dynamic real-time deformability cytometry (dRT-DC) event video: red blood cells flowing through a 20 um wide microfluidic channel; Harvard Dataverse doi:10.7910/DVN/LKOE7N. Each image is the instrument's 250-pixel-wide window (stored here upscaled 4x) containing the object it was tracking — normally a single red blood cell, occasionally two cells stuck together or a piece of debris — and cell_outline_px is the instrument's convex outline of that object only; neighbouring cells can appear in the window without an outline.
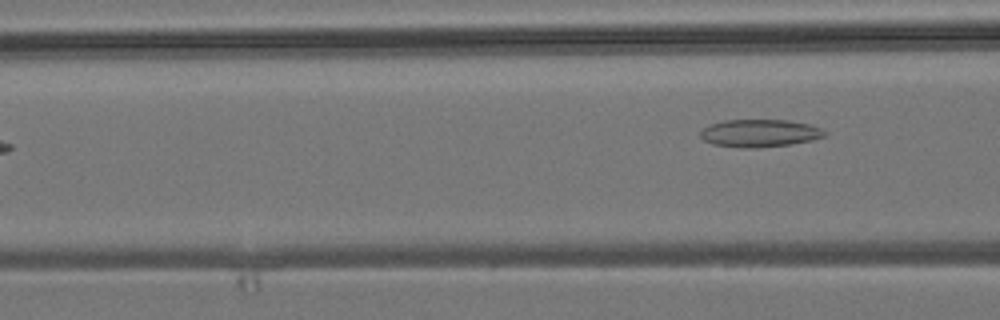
{"species": "common noctule bat (a hibernating species)", "species_latin": "Nyctalus noctula", "temperature_condition": "room temperature", "stored_images_in_passage": 4, "camera_frame_rate_fps": 3000, "um_per_image_px": 0.085, "animal": {"sex": "male", "body_mass_g": 19.2, "forearm_length_mm": 51.8}, "frame": {"image": 1, "passage_image": 4, "time_ms": 3.667, "image_size_px": [1000, 320], "cell_outline_px": [[828, 132], [824, 136], [812, 140], [788, 144], [756, 148], [740, 148], [712, 144], [704, 140], [700, 136], [700, 132], [704, 128], [712, 124], [724, 120], [788, 120], [808, 124], [820, 128]], "centroid_in_image_um": [64.56, 11.32], "position_along_channel_um": 102.0, "area_um2": 19.88}}